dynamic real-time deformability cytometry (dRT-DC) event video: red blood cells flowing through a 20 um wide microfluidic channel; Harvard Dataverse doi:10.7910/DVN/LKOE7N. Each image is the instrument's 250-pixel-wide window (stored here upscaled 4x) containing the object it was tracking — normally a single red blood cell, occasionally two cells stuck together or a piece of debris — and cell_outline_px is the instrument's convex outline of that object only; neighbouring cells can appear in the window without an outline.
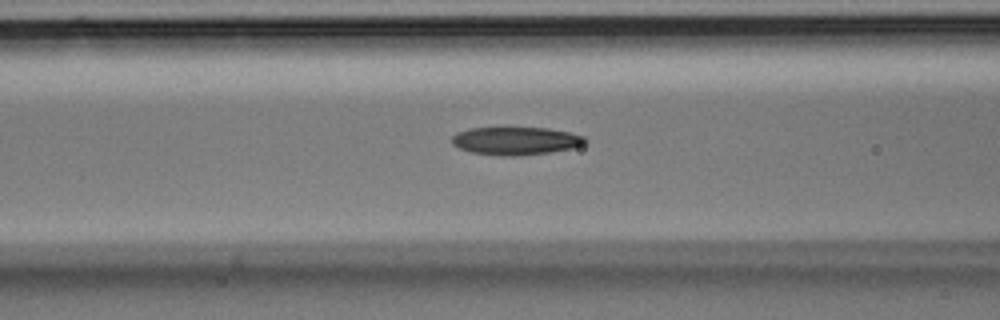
{"species": "Egyptian fruit bat (a non-hibernating species)", "species_latin": "Rousettus aegyptiacus", "temperature_condition": "room temperature", "stored_images_in_passage": 5, "camera_frame_rate_fps": 3000, "um_per_image_px": 0.085, "animal": {"sex": "male"}, "frame": {"image": 1, "passage_image": 5, "time_ms": 1.333, "image_size_px": [1000, 320], "cell_outline_px": [[588, 140], [584, 144], [572, 148], [548, 152], [512, 156], [500, 156], [472, 152], [460, 148], [452, 144], [452, 136], [456, 132], [468, 128], [504, 124], [548, 128], [568, 132], [584, 136]], "centroid_in_image_um": [43.78, 11.9], "position_along_channel_um": 122.8, "area_um2": 22.72}}